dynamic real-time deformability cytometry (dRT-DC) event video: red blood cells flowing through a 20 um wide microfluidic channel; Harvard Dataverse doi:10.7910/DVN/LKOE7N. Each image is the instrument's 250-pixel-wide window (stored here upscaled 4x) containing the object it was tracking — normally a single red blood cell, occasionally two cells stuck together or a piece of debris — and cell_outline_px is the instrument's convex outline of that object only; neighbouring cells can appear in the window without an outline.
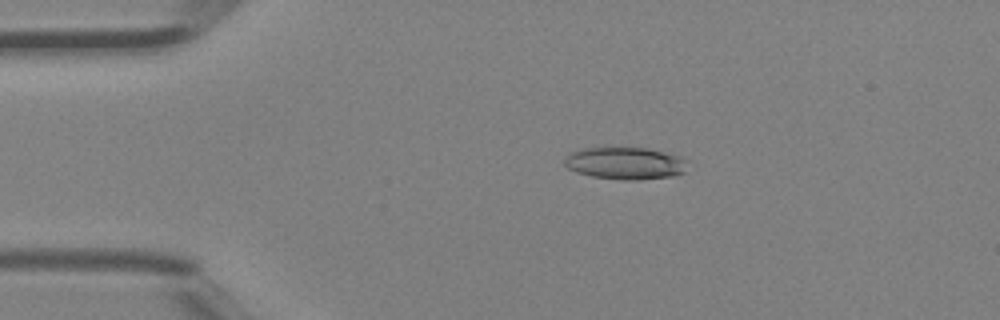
{"species": "Egyptian fruit bat (a non-hibernating species)", "species_latin": "Rousettus aegyptiacus", "temperature_condition": "room temperature", "stored_images_in_passage": 4, "camera_frame_rate_fps": 3000, "um_per_image_px": 0.085, "animal": {"sex": "female"}, "frame": {"image": 1, "passage_image": 3, "time_ms": 0.667, "image_size_px": [1000, 320], "cell_outline_px": [[688, 160], [684, 172], [676, 176], [636, 180], [624, 180], [592, 176], [576, 172], [568, 168], [564, 164], [564, 160], [572, 152], [584, 148], [648, 148], [680, 156]], "centroid_in_image_um": [53.19, 13.88], "position_along_channel_um": 31.8, "area_um2": 23.06}}